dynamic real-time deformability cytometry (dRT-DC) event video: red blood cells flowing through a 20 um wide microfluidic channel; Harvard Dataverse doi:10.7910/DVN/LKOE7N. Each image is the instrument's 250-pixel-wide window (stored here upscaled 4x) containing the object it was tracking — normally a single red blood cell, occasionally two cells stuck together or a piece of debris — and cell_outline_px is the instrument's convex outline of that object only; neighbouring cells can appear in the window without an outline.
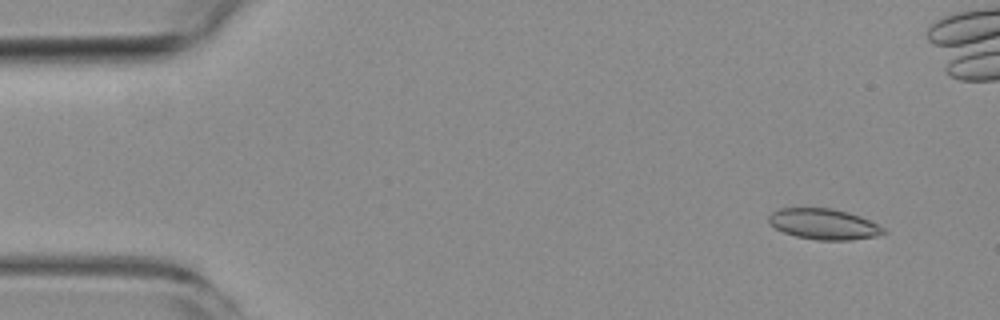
{"species": "common noctule bat (a hibernating species)", "species_latin": "Nyctalus noctula", "temperature_condition": "room temperature", "stored_images_in_passage": 5, "camera_frame_rate_fps": 3000, "um_per_image_px": 0.085, "animal": {"sex": "female", "body_mass_g": 19.3, "forearm_length_mm": 54.1}, "frame": {"image": 1, "passage_image": 2, "time_ms": 1.333, "image_size_px": [1000, 320], "cell_outline_px": [[888, 232], [876, 236], [852, 240], [816, 240], [796, 236], [784, 232], [768, 224], [768, 216], [772, 212], [780, 208], [832, 208], [848, 212], [860, 216], [884, 228]], "centroid_in_image_um": [70.01, 19.05], "position_along_channel_um": 15.0, "area_um2": 20.58}}